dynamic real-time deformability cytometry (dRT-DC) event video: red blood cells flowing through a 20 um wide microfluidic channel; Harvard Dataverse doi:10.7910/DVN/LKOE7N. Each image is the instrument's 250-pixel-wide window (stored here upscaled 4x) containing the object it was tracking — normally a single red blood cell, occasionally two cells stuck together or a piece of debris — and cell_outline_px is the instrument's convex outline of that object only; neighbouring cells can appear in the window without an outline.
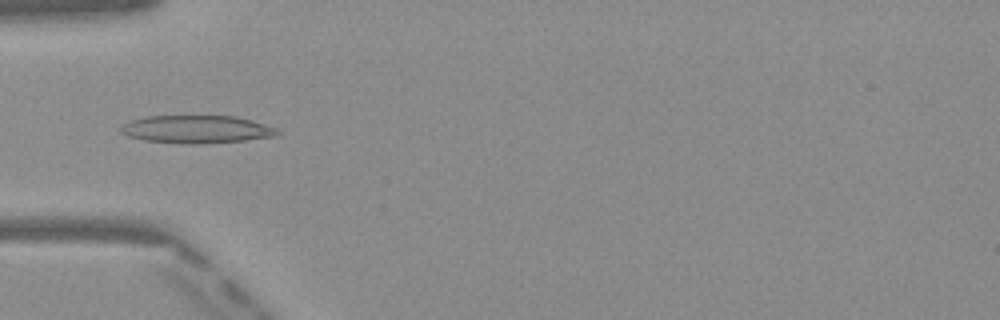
{"species": "Egyptian fruit bat (a non-hibernating species)", "species_latin": "Rousettus aegyptiacus", "temperature_condition": "warm", "stored_images_in_passage": 49, "camera_frame_rate_fps": 3000, "um_per_image_px": 0.085, "frame": {"image": 1, "passage_image": 16, "time_ms": 5.0, "image_size_px": [1000, 320], "cell_outline_px": [[280, 132], [276, 136], [244, 140], [204, 144], [188, 144], [144, 140], [128, 136], [120, 132], [120, 128], [124, 124], [132, 120], [148, 116], [236, 116], [252, 120], [276, 128]], "centroid_in_image_um": [16.72, 10.99], "position_along_channel_um": 68.3, "area_um2": 25.32}}
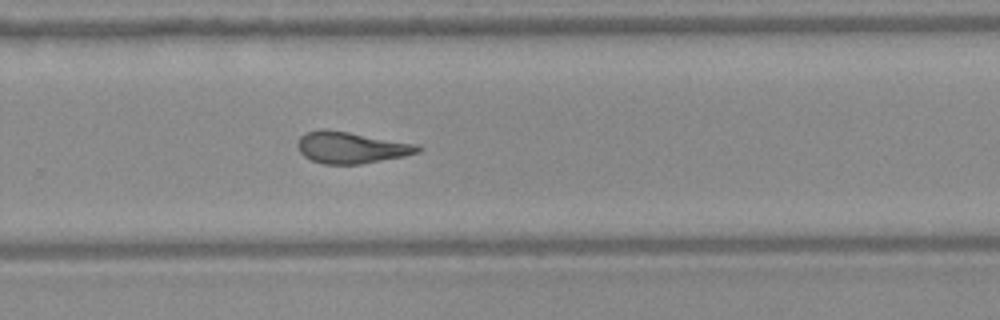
{"frame": {"image": 2, "passage_image": 33, "time_ms": 10.667, "image_size_px": [1000, 320], "cell_outline_px": [[424, 148], [420, 152], [404, 156], [360, 164], [324, 164], [312, 160], [304, 156], [300, 152], [296, 144], [300, 136], [304, 132], [320, 128], [324, 128], [348, 132], [416, 144]], "centroid_in_image_um": [29.81, 12.53], "position_along_channel_um": 300.0, "area_um2": 22.14}}
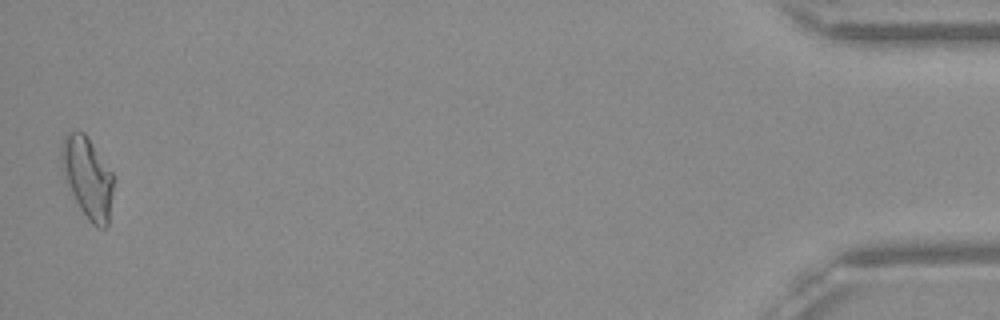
{"frame": {"image": 3, "passage_image": 49, "time_ms": 16.0, "image_size_px": [1000, 320], "cell_outline_px": [[112, 192], [108, 224], [104, 228], [96, 228], [88, 220], [80, 208], [64, 180], [60, 156], [60, 148], [64, 136], [68, 132], [84, 132], [112, 172]], "centroid_in_image_um": [7.41, 15.09], "position_along_channel_um": 427.8, "area_um2": 24.33}, "authors_computed_cell_mechanics": {"area_um2": 22.6576, "velocity_mm_per_s": 4.0741, "shape_relaxation_time_tau1_ms": null, "shape_relaxation_time_tau2_ms": 2.9092, "deformation_change_tau1": null, "deformation_change_tau2": 0.1209}}